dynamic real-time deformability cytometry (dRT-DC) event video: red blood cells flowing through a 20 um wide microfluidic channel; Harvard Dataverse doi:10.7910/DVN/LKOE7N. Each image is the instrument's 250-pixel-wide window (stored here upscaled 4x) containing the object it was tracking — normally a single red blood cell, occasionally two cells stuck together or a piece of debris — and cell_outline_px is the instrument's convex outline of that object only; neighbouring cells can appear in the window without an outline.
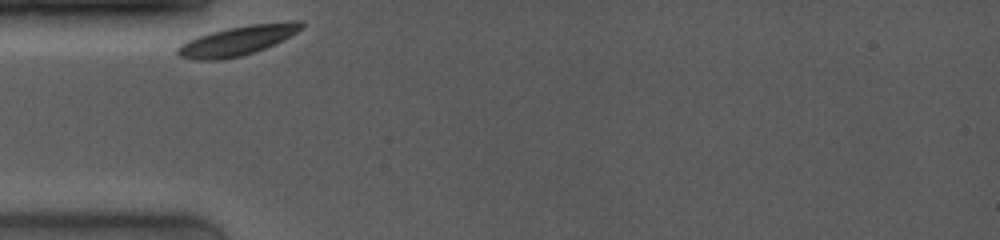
{"species": "common noctule bat (a hibernating species)", "species_latin": "Nyctalus noctula", "temperature_condition": "room temperature", "stored_images_in_passage": 10, "camera_frame_rate_fps": 4000, "um_per_image_px": 0.085, "animal": {"sex": "female", "body_mass_g": 19.0, "forearm_length_mm": 53.3}, "frame": {"image": 1, "passage_image": 1, "time_ms": 0.0, "image_size_px": [1000, 240], "cell_outline_px": [[304, 28], [264, 48], [240, 56], [224, 60], [192, 60], [180, 56], [176, 52], [176, 48], [180, 44], [188, 40], [212, 32], [228, 28], [248, 24], [284, 20], [304, 20]], "centroid_in_image_um": [20.2, 3.43], "position_along_channel_um": 64.8, "area_um2": 21.33}}
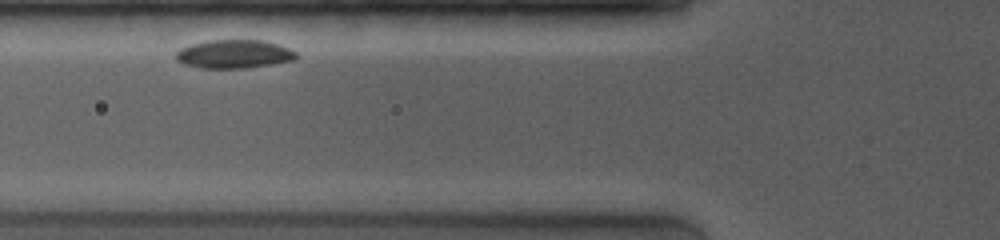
{"frame": {"image": 2, "passage_image": 9, "time_ms": 1.25, "image_size_px": [1000, 240], "cell_outline_px": [[300, 56], [296, 60], [244, 68], [200, 68], [184, 64], [176, 60], [176, 52], [180, 48], [204, 40], [264, 40], [288, 48], [296, 52]], "centroid_in_image_um": [19.89, 4.59], "position_along_channel_um": 105.9, "area_um2": 20.06}}